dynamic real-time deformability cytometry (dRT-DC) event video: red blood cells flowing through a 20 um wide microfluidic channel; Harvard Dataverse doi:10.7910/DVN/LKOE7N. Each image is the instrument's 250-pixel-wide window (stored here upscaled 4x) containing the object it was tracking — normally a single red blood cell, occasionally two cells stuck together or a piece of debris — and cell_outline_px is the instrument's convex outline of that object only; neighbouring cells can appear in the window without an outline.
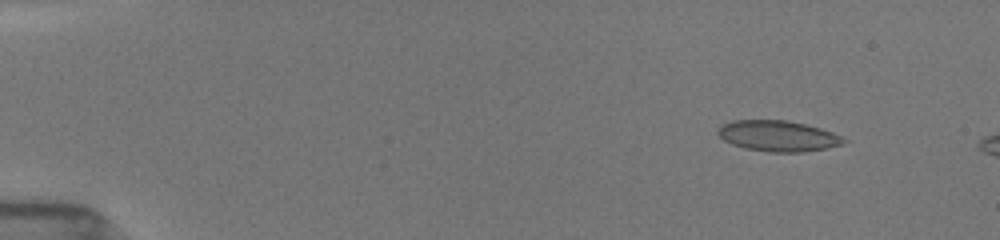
{"species": "common noctule bat (a hibernating species)", "species_latin": "Nyctalus noctula", "temperature_condition": "room temperature", "stored_images_in_passage": 12, "camera_frame_rate_fps": 3000, "um_per_image_px": 0.085, "animal": {"sex": "female", "body_mass_g": 19.5, "forearm_length_mm": 54.1}, "frame": {"image": 1, "passage_image": 6, "time_ms": 1.667, "image_size_px": [1000, 240], "cell_outline_px": [[848, 140], [840, 144], [828, 148], [804, 152], [768, 152], [744, 148], [732, 144], [724, 140], [716, 132], [720, 124], [732, 120], [788, 120], [820, 128], [832, 132]], "centroid_in_image_um": [66.09, 11.55], "position_along_channel_um": 18.9, "area_um2": 22.66}}